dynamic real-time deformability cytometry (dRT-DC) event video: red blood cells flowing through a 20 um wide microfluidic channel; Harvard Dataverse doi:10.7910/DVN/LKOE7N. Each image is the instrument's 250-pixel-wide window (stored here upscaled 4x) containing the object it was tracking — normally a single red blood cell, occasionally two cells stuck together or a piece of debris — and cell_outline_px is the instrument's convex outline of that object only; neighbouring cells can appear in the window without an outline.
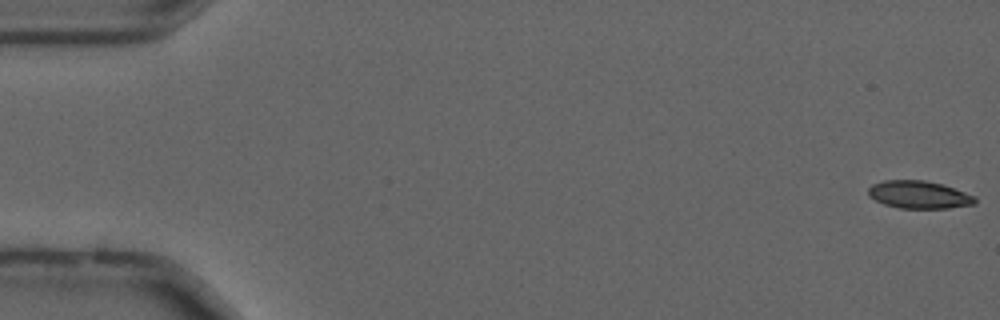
{"species": "common noctule bat (a hibernating species)", "species_latin": "Nyctalus noctula", "temperature_condition": "cold", "stored_images_in_passage": 55, "camera_frame_rate_fps": 3000, "um_per_image_px": 0.085, "animal": {"sex": "male", "forearm_length_mm": 52.5}, "frame": {"image": 1, "passage_image": 1, "time_ms": 0.0, "image_size_px": [1000, 320], "cell_outline_px": [[976, 204], [948, 208], [900, 208], [884, 204], [868, 196], [868, 188], [872, 184], [884, 180], [924, 180], [940, 184], [976, 196]], "centroid_in_image_um": [78.09, 16.55], "position_along_channel_um": 6.9, "area_um2": 17.11}}
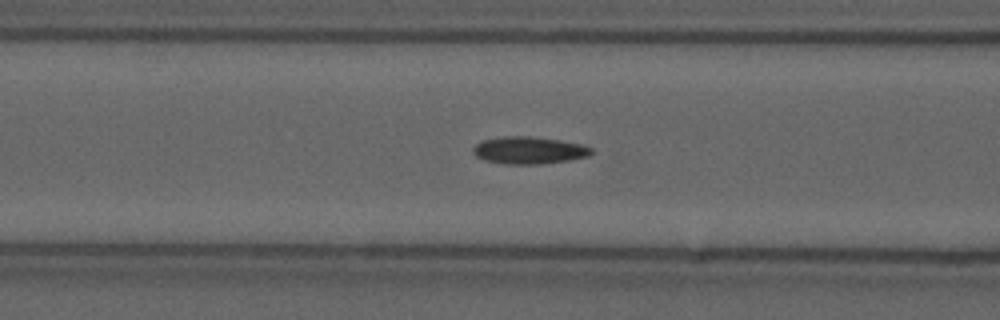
{"frame": {"image": 2, "passage_image": 22, "time_ms": 7.0, "image_size_px": [1000, 320], "cell_outline_px": [[592, 152], [588, 156], [568, 160], [540, 164], [508, 164], [484, 160], [476, 156], [472, 152], [472, 148], [476, 144], [484, 140], [504, 136], [528, 136], [560, 140], [580, 144], [592, 148]], "centroid_in_image_um": [44.94, 12.77], "position_along_channel_um": 121.7, "area_um2": 18.61}}
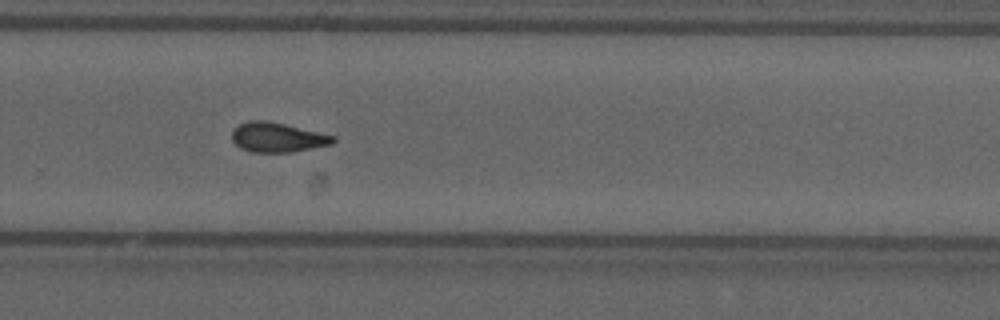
{"frame": {"image": 3, "passage_image": 37, "time_ms": 12.0, "image_size_px": [1000, 320], "cell_outline_px": [[336, 140], [332, 144], [292, 152], [252, 152], [240, 148], [232, 140], [232, 132], [240, 124], [248, 120], [268, 120], [336, 136]], "centroid_in_image_um": [23.59, 11.67], "position_along_channel_um": 306.2, "area_um2": 17.46}, "authors_computed_cell_mechanics": {"area_um2": 17.5712, "velocity_mm_per_s": 3.7052, "shape_relaxation_time_tau1_ms": 10.3868, "shape_relaxation_time_tau2_ms": 3.6168, "deformation_change_tau1": 0.2039, "deformation_change_tau2": 0.1036}}